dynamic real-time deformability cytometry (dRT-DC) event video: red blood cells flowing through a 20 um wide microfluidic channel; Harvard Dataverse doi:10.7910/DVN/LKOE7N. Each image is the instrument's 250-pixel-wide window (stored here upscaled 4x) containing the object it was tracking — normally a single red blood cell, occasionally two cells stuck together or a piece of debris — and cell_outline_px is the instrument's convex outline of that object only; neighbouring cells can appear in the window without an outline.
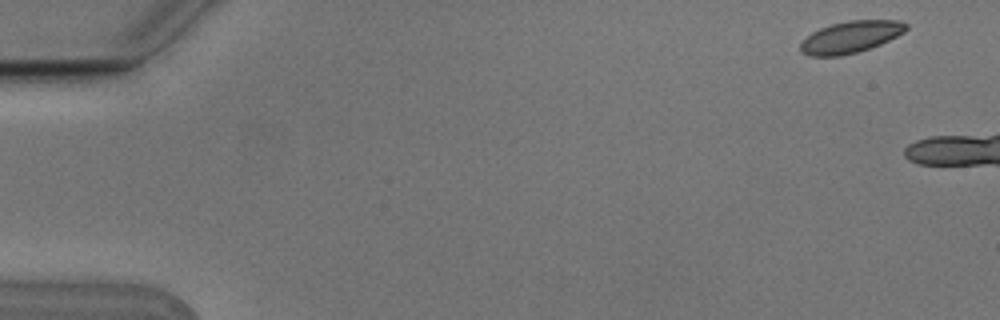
{"species": "Egyptian fruit bat (a non-hibernating species)", "species_latin": "Rousettus aegyptiacus", "temperature_condition": "cold", "stored_images_in_passage": 3, "camera_frame_rate_fps": 3000, "um_per_image_px": 0.085, "animal": {"sex": "male"}, "frame": {"image": 1, "passage_image": 1, "time_ms": 0.0, "image_size_px": [1000, 320], "cell_outline_px": [[908, 28], [904, 32], [880, 44], [860, 52], [840, 56], [808, 56], [800, 52], [800, 44], [812, 32], [820, 28], [832, 24], [848, 20], [896, 20], [908, 24]], "centroid_in_image_um": [72.29, 3.15], "position_along_channel_um": 12.7, "area_um2": 19.59}}